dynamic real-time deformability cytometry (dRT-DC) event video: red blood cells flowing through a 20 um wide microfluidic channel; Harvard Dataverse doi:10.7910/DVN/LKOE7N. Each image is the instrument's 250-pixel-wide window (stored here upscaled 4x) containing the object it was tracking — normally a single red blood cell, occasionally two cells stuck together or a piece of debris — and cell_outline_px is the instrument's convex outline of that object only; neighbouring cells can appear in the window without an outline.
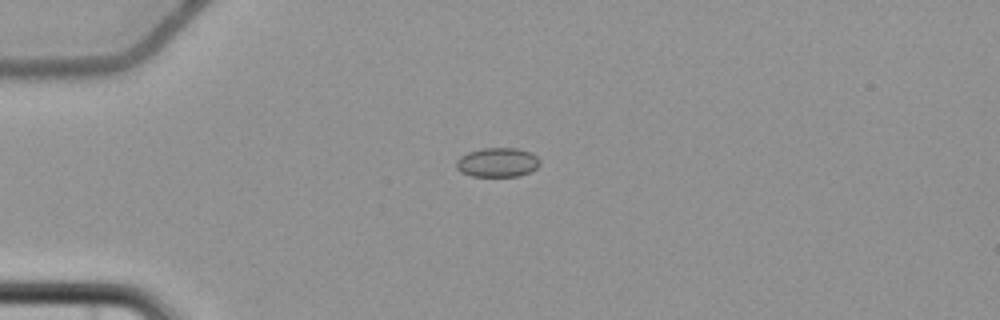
{"species": "common noctule bat (a hibernating species)", "species_latin": "Nyctalus noctula", "temperature_condition": "cold", "stored_images_in_passage": 8, "camera_frame_rate_fps": 3000, "um_per_image_px": 0.085, "animal": {"sex": "female", "body_mass_g": 22.7, "forearm_length_mm": 54.2}, "frame": {"image": 1, "passage_image": 4, "time_ms": 3.667, "image_size_px": [1000, 320], "cell_outline_px": [[540, 164], [536, 168], [520, 176], [472, 176], [460, 172], [456, 168], [456, 160], [460, 156], [468, 152], [484, 148], [516, 148], [532, 152], [540, 160]], "centroid_in_image_um": [42.28, 13.8], "position_along_channel_um": 42.7, "area_um2": 14.33}}
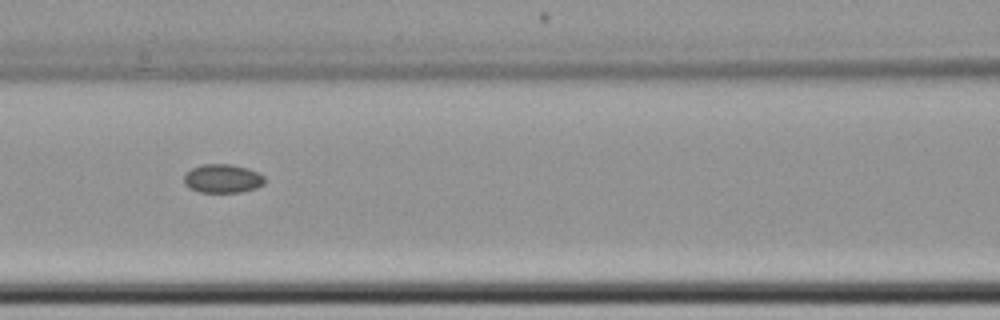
{"frame": {"image": 2, "passage_image": 7, "time_ms": 7.333, "image_size_px": [1000, 320], "cell_outline_px": [[264, 184], [256, 188], [240, 192], [200, 192], [188, 188], [184, 184], [184, 176], [192, 168], [204, 164], [232, 164], [248, 168], [264, 176]], "centroid_in_image_um": [18.91, 15.18], "position_along_channel_um": 147.7, "area_um2": 13.47}}
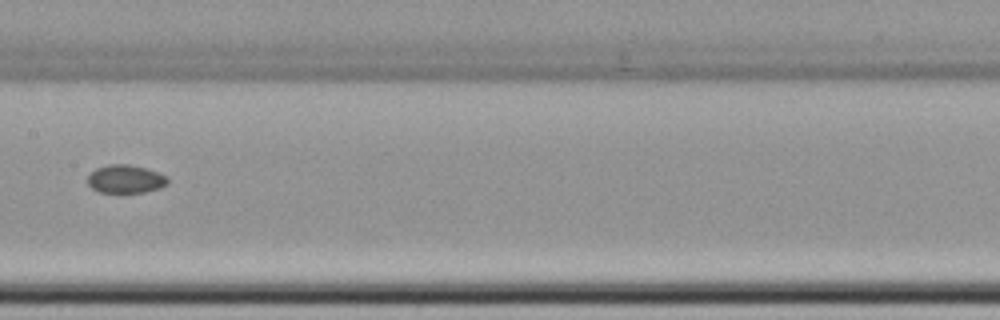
{"frame": {"image": 3, "passage_image": 8, "time_ms": 8.667, "image_size_px": [1000, 320], "cell_outline_px": [[168, 184], [160, 188], [144, 192], [100, 192], [92, 188], [88, 184], [88, 176], [96, 168], [108, 164], [128, 164], [144, 168], [168, 176]], "centroid_in_image_um": [10.68, 15.21], "position_along_channel_um": 196.7, "area_um2": 13.06}}